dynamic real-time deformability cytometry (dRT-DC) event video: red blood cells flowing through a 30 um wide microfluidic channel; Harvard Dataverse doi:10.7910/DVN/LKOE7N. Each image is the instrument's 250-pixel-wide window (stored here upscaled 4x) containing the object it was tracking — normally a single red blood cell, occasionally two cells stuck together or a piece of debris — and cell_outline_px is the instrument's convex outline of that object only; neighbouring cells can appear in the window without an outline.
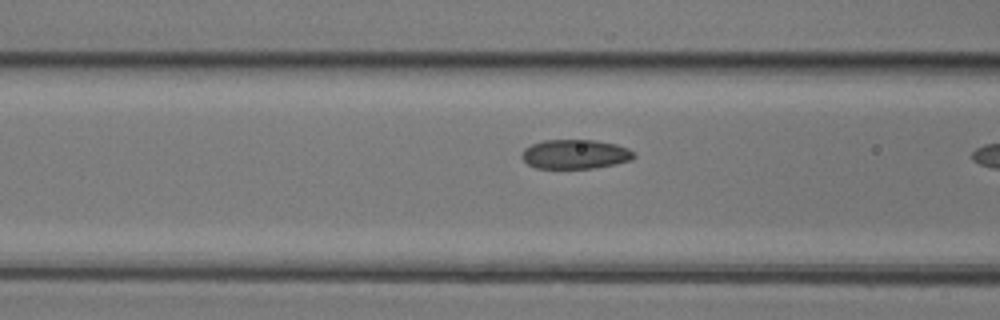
{"species": "common noctule bat (a hibernating species)", "species_latin": "Nyctalus noctula", "temperature_condition": "room temperature", "stored_images_in_passage": 10, "camera_frame_rate_fps": 3000, "um_per_image_px": 0.085, "animal": {"sex": "female", "body_mass_g": 17.0, "forearm_length_mm": 48.0}, "frame": {"image": 1, "passage_image": 9, "time_ms": 2.667, "image_size_px": [1000, 320], "cell_outline_px": [[636, 156], [632, 160], [616, 164], [596, 168], [536, 168], [528, 164], [520, 156], [524, 148], [532, 144], [544, 140], [596, 140], [616, 144], [628, 148], [636, 152]], "centroid_in_image_um": [48.93, 13.11], "position_along_channel_um": 117.7, "area_um2": 19.36}}